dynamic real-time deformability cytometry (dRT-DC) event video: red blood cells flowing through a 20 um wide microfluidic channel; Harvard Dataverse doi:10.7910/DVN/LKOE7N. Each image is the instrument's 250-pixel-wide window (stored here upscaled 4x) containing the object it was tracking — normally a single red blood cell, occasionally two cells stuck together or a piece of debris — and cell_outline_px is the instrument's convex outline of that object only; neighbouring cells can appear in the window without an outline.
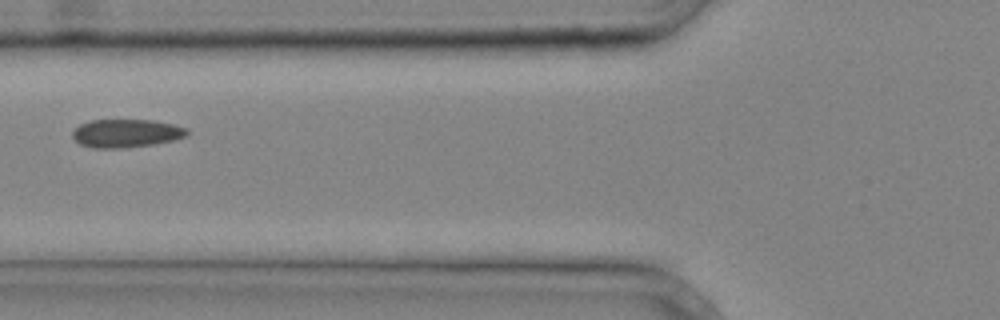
{"species": "common noctule bat (a hibernating species)", "species_latin": "Nyctalus noctula", "temperature_condition": "cold", "stored_images_in_passage": 23, "camera_frame_rate_fps": 3000, "um_per_image_px": 0.085, "animal": {"sex": "male", "body_mass_g": 20.4}, "frame": {"image": 1, "passage_image": 4, "time_ms": 1.0, "image_size_px": [1000, 320], "cell_outline_px": [[188, 136], [176, 140], [156, 144], [128, 148], [92, 148], [80, 144], [72, 136], [72, 132], [80, 124], [92, 120], [152, 120], [172, 124], [188, 128]], "centroid_in_image_um": [10.77, 11.34], "position_along_channel_um": 115.0, "area_um2": 19.07}}
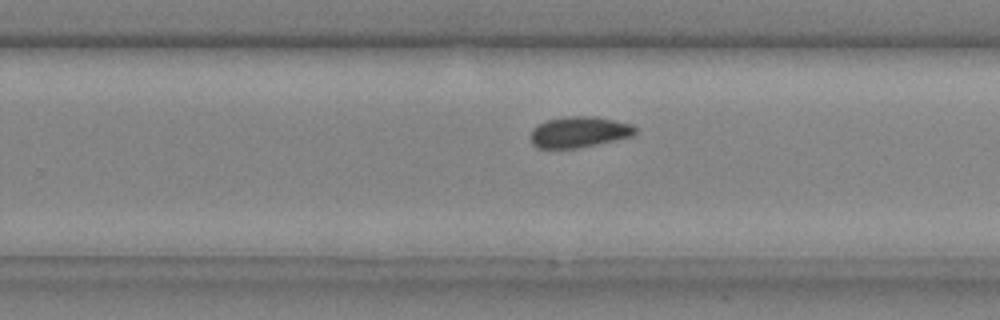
{"frame": {"image": 2, "passage_image": 14, "time_ms": 4.333, "image_size_px": [1000, 320], "cell_outline_px": [[636, 132], [632, 136], [596, 144], [576, 148], [536, 148], [532, 144], [532, 128], [536, 124], [548, 120], [564, 116], [596, 116], [632, 124], [636, 128]], "centroid_in_image_um": [49.21, 11.21], "position_along_channel_um": 280.6, "area_um2": 18.84}}